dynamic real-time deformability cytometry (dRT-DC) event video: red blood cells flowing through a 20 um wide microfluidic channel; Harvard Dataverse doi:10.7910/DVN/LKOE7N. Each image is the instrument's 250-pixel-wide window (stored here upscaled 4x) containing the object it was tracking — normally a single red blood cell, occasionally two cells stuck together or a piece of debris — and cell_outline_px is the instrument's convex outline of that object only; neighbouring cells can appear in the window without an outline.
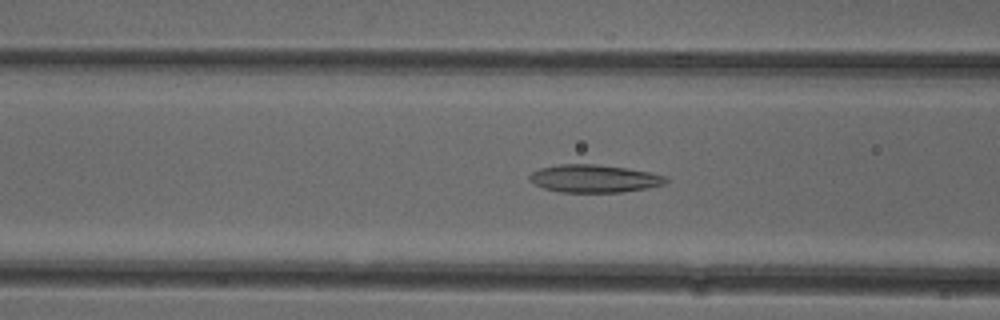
{"species": "common noctule bat (a hibernating species)", "species_latin": "Nyctalus noctula", "temperature_condition": "cold", "stored_images_in_passage": 50, "camera_frame_rate_fps": 3000, "um_per_image_px": 0.085, "animal": {"sex": "female"}, "frame": {"image": 1, "passage_image": 19, "time_ms": 6.0, "image_size_px": [1000, 320], "cell_outline_px": [[668, 180], [664, 184], [644, 188], [620, 192], [560, 192], [544, 188], [536, 184], [528, 176], [532, 172], [540, 168], [560, 164], [596, 164], [624, 168], [648, 172], [664, 176]], "centroid_in_image_um": [50.47, 15.17], "position_along_channel_um": 116.1, "area_um2": 21.62}}
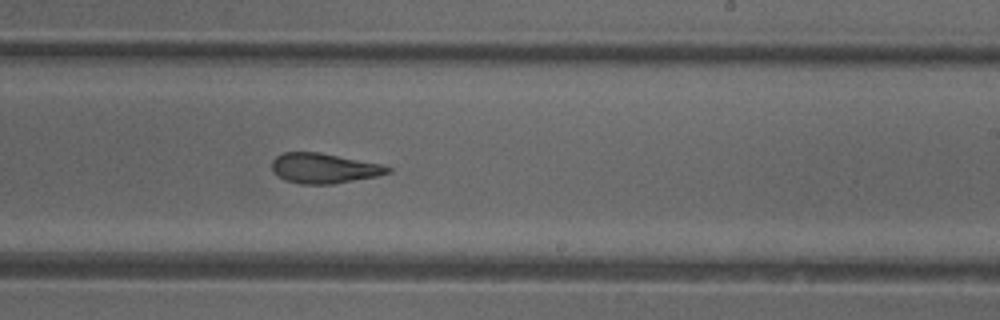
{"frame": {"image": 2, "passage_image": 30, "time_ms": 9.667, "image_size_px": [1000, 320], "cell_outline_px": [[392, 172], [376, 176], [332, 184], [300, 184], [284, 180], [272, 172], [272, 160], [276, 156], [284, 152], [320, 152], [380, 164], [392, 168]], "centroid_in_image_um": [27.5, 14.3], "position_along_channel_um": 261.5, "area_um2": 20.29}}
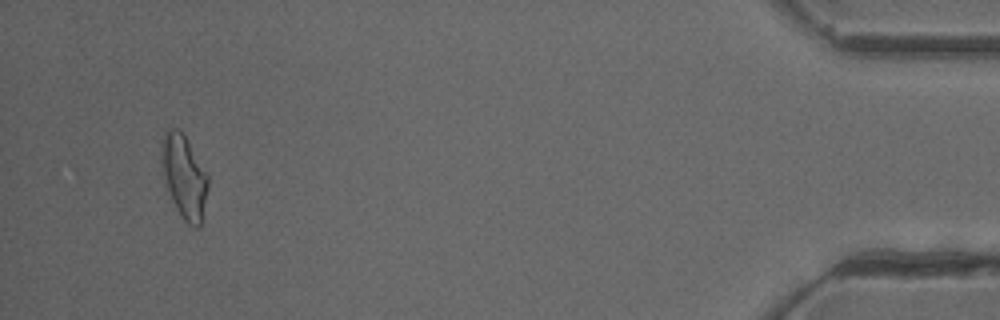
{"frame": {"image": 3, "passage_image": 48, "time_ms": 15.667, "image_size_px": [1000, 320], "cell_outline_px": [[208, 188], [200, 228], [196, 228], [188, 224], [180, 216], [168, 192], [164, 176], [160, 156], [160, 144], [164, 128], [180, 128], [208, 172]], "centroid_in_image_um": [15.64, 14.96], "position_along_channel_um": 419.6, "area_um2": 23.12}, "authors_computed_cell_mechanics": {"area_um2": 21.5594, "velocity_mm_per_s": 3.9678, "shape_relaxation_time_tau1_ms": null, "shape_relaxation_time_tau2_ms": 2.2674, "deformation_change_tau1": null, "deformation_change_tau2": 0.1147}}